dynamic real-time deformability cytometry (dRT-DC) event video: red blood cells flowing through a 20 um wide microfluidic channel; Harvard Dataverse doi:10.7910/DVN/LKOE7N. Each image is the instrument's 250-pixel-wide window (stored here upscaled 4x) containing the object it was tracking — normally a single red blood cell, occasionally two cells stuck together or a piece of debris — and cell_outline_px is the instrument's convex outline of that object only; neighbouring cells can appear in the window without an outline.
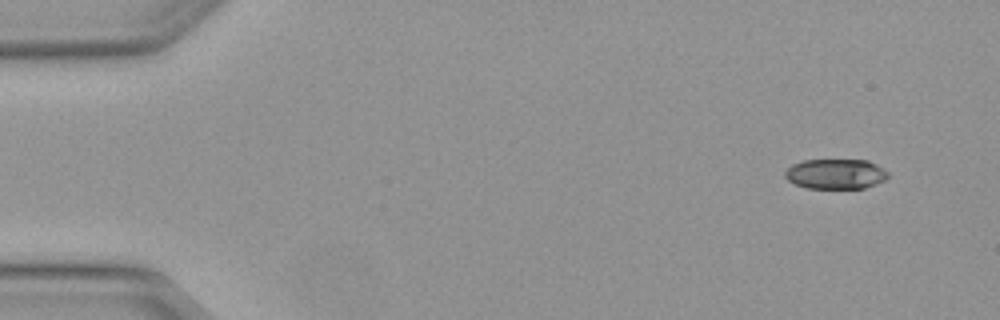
{"species": "Egyptian fruit bat (a non-hibernating species)", "species_latin": "Rousettus aegyptiacus", "temperature_condition": "warm", "stored_images_in_passage": 3, "camera_frame_rate_fps": 3000, "um_per_image_px": 0.085, "animal": {"sex": "female"}, "frame": {"image": 1, "passage_image": 1, "time_ms": 0.0, "image_size_px": [1000, 320], "cell_outline_px": [[888, 176], [884, 180], [876, 184], [864, 188], [808, 188], [796, 184], [788, 180], [784, 176], [784, 172], [792, 164], [804, 160], [868, 160], [876, 164], [888, 172]], "centroid_in_image_um": [71.02, 14.78], "position_along_channel_um": 14.0, "area_um2": 17.98}}
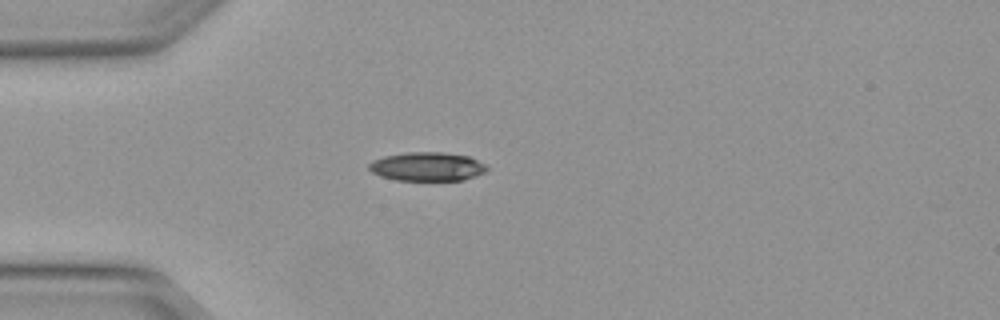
{"frame": {"image": 2, "passage_image": 3, "time_ms": 0.667, "image_size_px": [1000, 320], "cell_outline_px": [[488, 168], [484, 172], [476, 176], [464, 180], [396, 180], [380, 176], [372, 172], [368, 168], [368, 164], [372, 160], [384, 156], [408, 152], [444, 152], [468, 156], [484, 164]], "centroid_in_image_um": [36.28, 14.16], "position_along_channel_um": 48.7, "area_um2": 19.77}}